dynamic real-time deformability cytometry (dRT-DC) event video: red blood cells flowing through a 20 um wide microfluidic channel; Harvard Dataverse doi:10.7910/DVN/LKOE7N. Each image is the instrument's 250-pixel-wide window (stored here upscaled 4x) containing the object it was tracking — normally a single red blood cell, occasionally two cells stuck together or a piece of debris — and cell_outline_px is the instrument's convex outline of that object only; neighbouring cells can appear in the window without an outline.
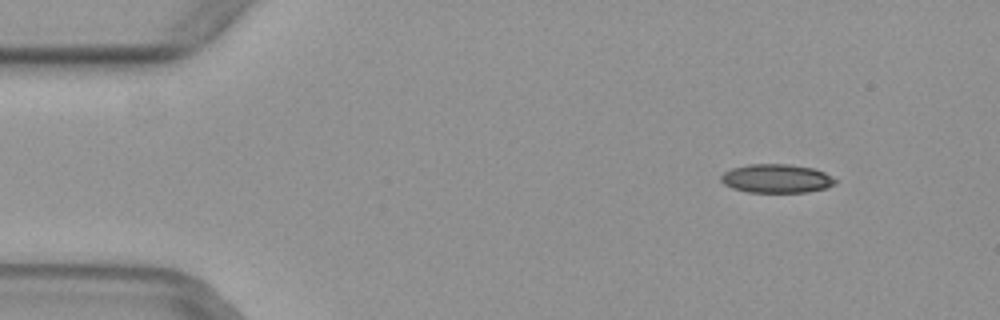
{"species": "common noctule bat (a hibernating species)", "species_latin": "Nyctalus noctula", "temperature_condition": "warm", "stored_images_in_passage": 49, "camera_frame_rate_fps": 3000, "um_per_image_px": 0.085, "animal": {"sex": "female", "body_mass_g": 29.2, "forearm_length_mm": 56.3}, "frame": {"image": 1, "passage_image": 5, "time_ms": 1.333, "image_size_px": [1000, 320], "cell_outline_px": [[836, 184], [828, 188], [808, 192], [748, 192], [732, 188], [724, 184], [720, 180], [720, 176], [724, 172], [732, 168], [748, 164], [788, 164], [812, 168], [824, 172], [832, 176], [836, 180]], "centroid_in_image_um": [66.01, 15.18], "position_along_channel_um": 19.0, "area_um2": 19.25}}
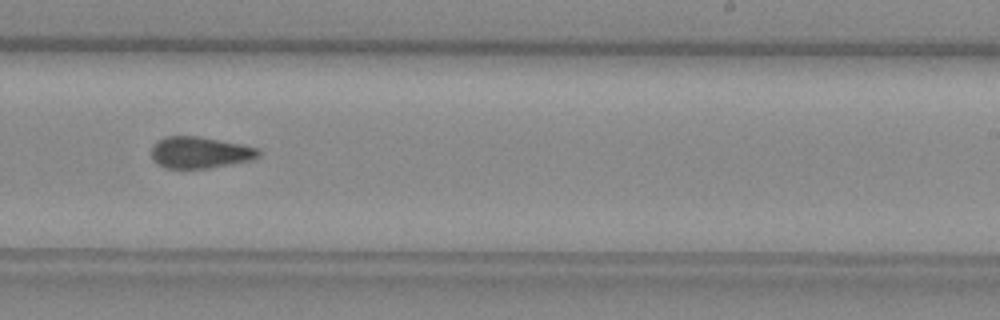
{"frame": {"image": 2, "passage_image": 30, "time_ms": 9.667, "image_size_px": [1000, 320], "cell_outline_px": [[260, 156], [252, 160], [208, 168], [168, 168], [152, 160], [152, 148], [160, 140], [168, 136], [196, 136], [240, 144], [256, 148], [260, 152]], "centroid_in_image_um": [17.01, 12.97], "position_along_channel_um": 272.0, "area_um2": 19.25}}
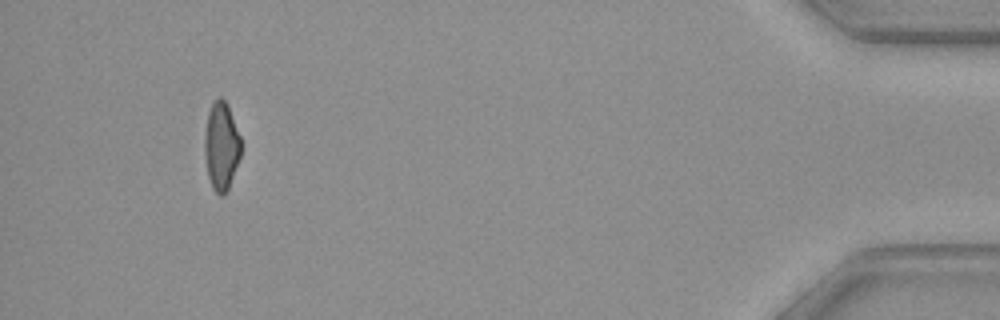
{"frame": {"image": 3, "passage_image": 46, "time_ms": 15.0, "image_size_px": [1000, 320], "cell_outline_px": [[244, 144], [240, 156], [228, 188], [224, 196], [220, 196], [212, 188], [208, 176], [204, 152], [204, 136], [208, 112], [212, 104], [220, 96], [228, 104]], "centroid_in_image_um": [18.83, 12.4], "position_along_channel_um": 416.4, "area_um2": 18.96}}